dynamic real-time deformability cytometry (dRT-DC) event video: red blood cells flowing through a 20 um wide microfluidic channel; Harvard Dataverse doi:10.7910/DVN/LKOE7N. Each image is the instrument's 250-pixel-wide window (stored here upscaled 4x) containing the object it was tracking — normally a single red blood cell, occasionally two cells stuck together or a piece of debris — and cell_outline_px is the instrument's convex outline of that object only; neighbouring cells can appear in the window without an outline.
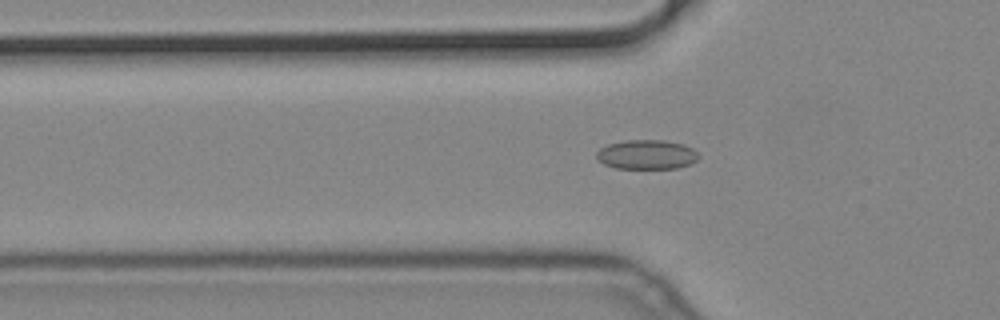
{"species": "common noctule bat (a hibernating species)", "species_latin": "Nyctalus noctula", "temperature_condition": "cold", "stored_images_in_passage": 46, "camera_frame_rate_fps": 3000, "um_per_image_px": 0.085, "animal": {"sex": "male", "body_mass_g": 19.2, "forearm_length_mm": 51.8}, "frame": {"image": 1, "passage_image": 8, "time_ms": 2.333, "image_size_px": [1000, 320], "cell_outline_px": [[700, 156], [696, 160], [688, 164], [676, 168], [616, 168], [604, 164], [596, 156], [596, 152], [600, 148], [608, 144], [624, 140], [664, 140], [684, 144], [692, 148]], "centroid_in_image_um": [54.96, 13.12], "position_along_channel_um": 70.8, "area_um2": 17.4}}
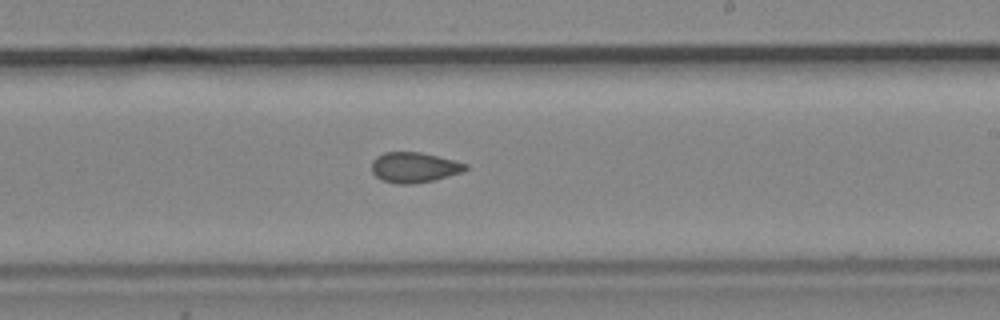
{"frame": {"image": 2, "passage_image": 23, "time_ms": 7.333, "image_size_px": [1000, 320], "cell_outline_px": [[468, 168], [460, 172], [448, 176], [432, 180], [412, 184], [396, 184], [384, 180], [376, 176], [372, 172], [372, 160], [376, 156], [384, 152], [420, 152], [468, 164]], "centroid_in_image_um": [35.17, 14.22], "position_along_channel_um": 253.8, "area_um2": 16.36}}
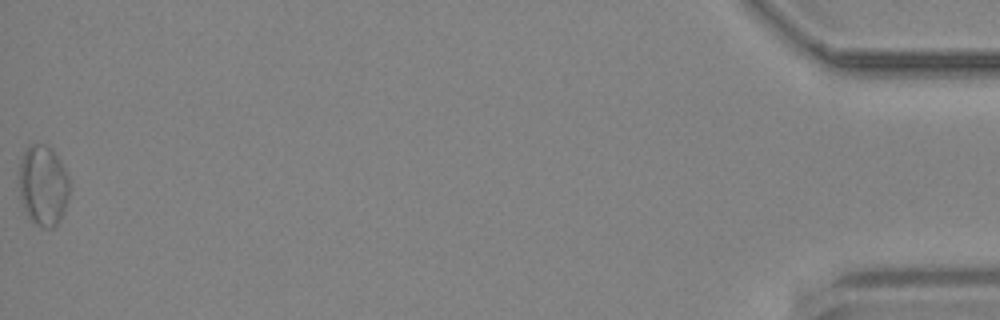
{"frame": {"image": 3, "passage_image": 46, "time_ms": 15.0, "image_size_px": [1000, 320], "cell_outline_px": [[68, 196], [64, 212], [60, 220], [52, 228], [40, 228], [28, 216], [20, 200], [20, 160], [24, 148], [28, 144], [44, 144], [52, 148], [60, 160], [68, 176]], "centroid_in_image_um": [3.66, 15.74], "position_along_channel_um": 431.5, "area_um2": 23.76}}